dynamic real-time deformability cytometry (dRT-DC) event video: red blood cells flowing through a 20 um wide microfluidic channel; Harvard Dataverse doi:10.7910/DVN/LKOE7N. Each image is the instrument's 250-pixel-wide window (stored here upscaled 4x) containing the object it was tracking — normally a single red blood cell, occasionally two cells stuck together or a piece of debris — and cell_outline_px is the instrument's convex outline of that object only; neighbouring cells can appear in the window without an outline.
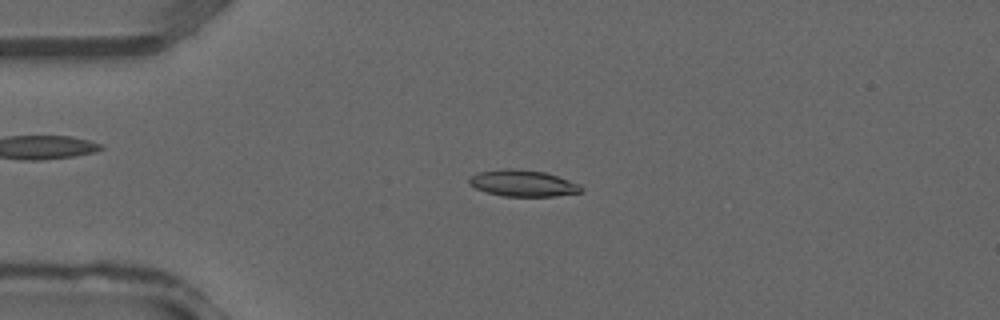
{"species": "common noctule bat (a hibernating species)", "species_latin": "Nyctalus noctula", "temperature_condition": "warm", "stored_images_in_passage": 30, "camera_frame_rate_fps": 3000, "um_per_image_px": 0.085, "animal": {"sex": "male", "forearm_length_mm": 52.5}, "frame": {"image": 1, "passage_image": 2, "time_ms": 0.333, "image_size_px": [1000, 320], "cell_outline_px": [[584, 192], [556, 196], [504, 196], [488, 192], [476, 188], [468, 184], [468, 180], [472, 176], [480, 172], [508, 168], [516, 168], [544, 172], [580, 184], [584, 188]], "centroid_in_image_um": [44.49, 15.58], "position_along_channel_um": 40.5, "area_um2": 17.17}}
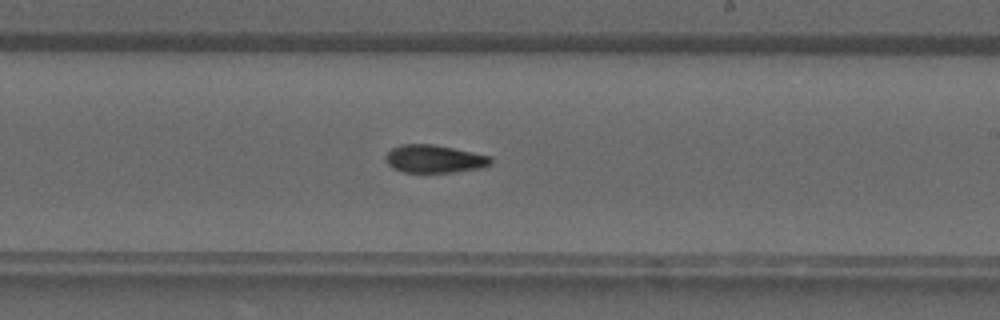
{"frame": {"image": 2, "passage_image": 15, "time_ms": 4.667, "image_size_px": [1000, 320], "cell_outline_px": [[492, 164], [484, 168], [452, 172], [404, 172], [392, 168], [384, 160], [384, 156], [392, 148], [400, 144], [432, 144], [492, 156]], "centroid_in_image_um": [36.92, 13.51], "position_along_channel_um": 252.1, "area_um2": 17.22}}
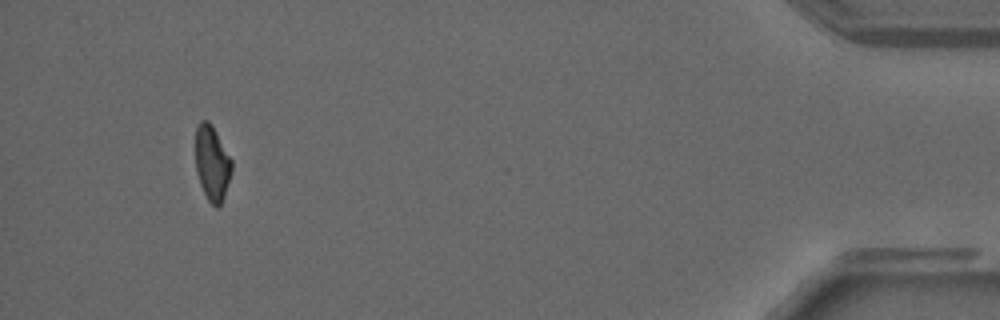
{"frame": {"image": 3, "passage_image": 28, "time_ms": 9.0, "image_size_px": [1000, 320], "cell_outline_px": [[232, 172], [224, 196], [220, 204], [216, 208], [208, 200], [200, 184], [196, 172], [196, 128], [200, 120], [208, 120], [216, 132], [232, 160]], "centroid_in_image_um": [18.03, 13.87], "position_along_channel_um": 417.2, "area_um2": 15.72}}